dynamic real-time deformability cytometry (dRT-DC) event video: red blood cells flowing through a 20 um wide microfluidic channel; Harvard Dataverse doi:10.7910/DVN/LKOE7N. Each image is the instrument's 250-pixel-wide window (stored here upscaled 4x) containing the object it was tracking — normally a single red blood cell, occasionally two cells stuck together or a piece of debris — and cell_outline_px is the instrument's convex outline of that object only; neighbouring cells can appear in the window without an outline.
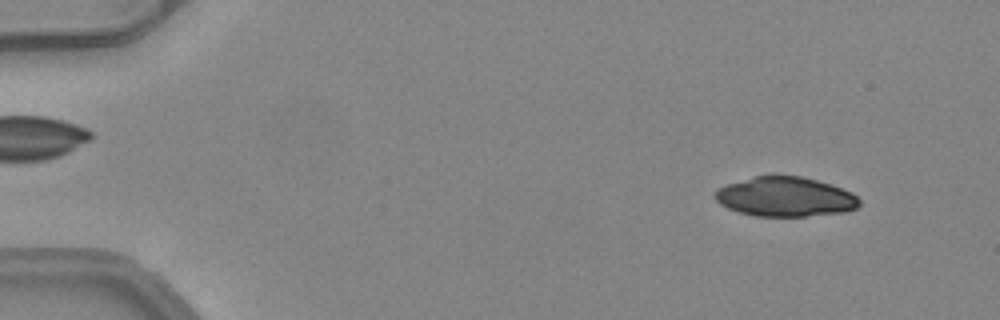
{"species": "common noctule bat (a hibernating species)", "species_latin": "Nyctalus noctula", "temperature_condition": "warm", "stored_images_in_passage": 50, "camera_frame_rate_fps": 3000, "um_per_image_px": 0.085, "animal": {"sex": "female", "body_mass_g": 24.6, "forearm_length_mm": 56.2}, "frame": {"image": 1, "passage_image": 5, "time_ms": 1.333, "image_size_px": [1000, 320], "cell_outline_px": [[860, 204], [856, 208], [844, 212], [804, 216], [756, 216], [740, 212], [728, 208], [720, 204], [712, 196], [716, 188], [728, 184], [756, 176], [772, 172], [800, 176], [816, 180], [852, 192], [860, 200]], "centroid_in_image_um": [66.71, 16.7], "position_along_channel_um": 18.3, "area_um2": 33.64}}